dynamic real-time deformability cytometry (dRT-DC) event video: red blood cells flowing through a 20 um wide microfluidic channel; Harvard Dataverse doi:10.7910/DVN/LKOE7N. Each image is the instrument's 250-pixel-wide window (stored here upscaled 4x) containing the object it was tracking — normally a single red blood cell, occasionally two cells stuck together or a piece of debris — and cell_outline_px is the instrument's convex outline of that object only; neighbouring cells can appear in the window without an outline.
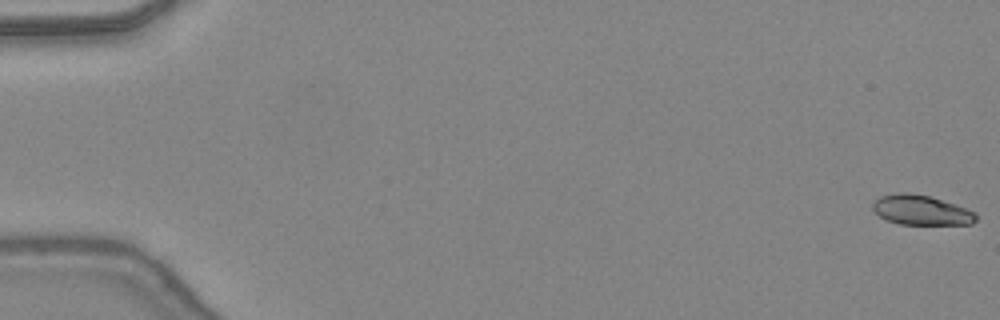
{"species": "common noctule bat (a hibernating species)", "species_latin": "Nyctalus noctula", "temperature_condition": "warm", "stored_images_in_passage": 25, "camera_frame_rate_fps": 3000, "um_per_image_px": 0.085, "animal": {"sex": "female", "body_mass_g": 24.6, "forearm_length_mm": 56.2}, "frame": {"image": 1, "passage_image": 1, "time_ms": 0.0, "image_size_px": [1000, 320], "cell_outline_px": [[976, 220], [972, 224], [900, 224], [888, 220], [880, 216], [872, 208], [872, 204], [880, 196], [900, 192], [904, 192], [928, 196], [976, 212]], "centroid_in_image_um": [78.28, 17.86], "position_along_channel_um": 6.7, "area_um2": 17.51}}
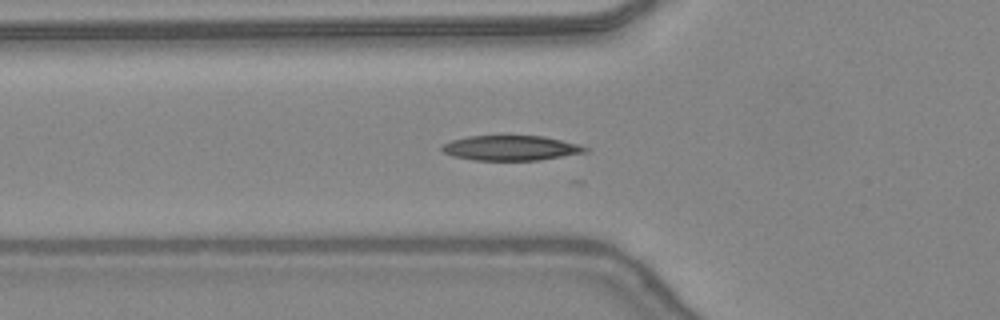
{"frame": {"image": 2, "passage_image": 18, "time_ms": 5.667, "image_size_px": [1000, 320], "cell_outline_px": [[592, 148], [588, 152], [540, 160], [472, 160], [452, 156], [444, 152], [440, 148], [444, 144], [452, 140], [468, 136], [544, 136], [580, 144]], "centroid_in_image_um": [43.48, 12.58], "position_along_channel_um": 82.3, "area_um2": 20.98}}
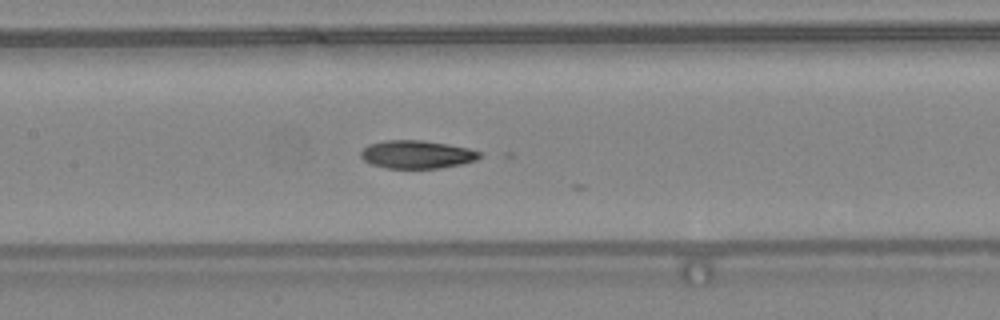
{"frame": {"image": 3, "passage_image": 24, "time_ms": 7.667, "image_size_px": [1000, 320], "cell_outline_px": [[480, 156], [476, 160], [460, 164], [440, 168], [384, 168], [372, 164], [364, 160], [360, 156], [360, 152], [368, 144], [388, 140], [420, 140], [448, 144], [468, 148], [480, 152]], "centroid_in_image_um": [35.4, 13.13], "position_along_channel_um": 172.0, "area_um2": 19.31}}